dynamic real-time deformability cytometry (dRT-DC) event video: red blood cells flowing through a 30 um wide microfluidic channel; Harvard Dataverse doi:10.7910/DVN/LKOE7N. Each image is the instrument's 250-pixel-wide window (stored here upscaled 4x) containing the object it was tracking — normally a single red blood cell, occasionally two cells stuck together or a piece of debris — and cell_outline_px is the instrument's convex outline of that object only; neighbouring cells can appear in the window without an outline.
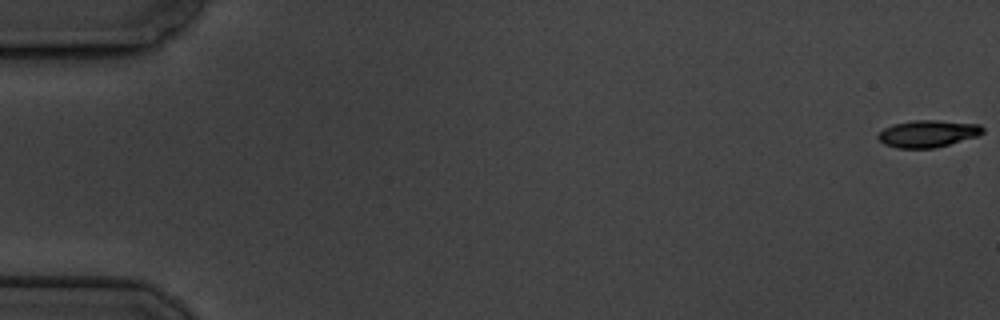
{"species": "common noctule bat (a hibernating species)", "species_latin": "Nyctalus noctula", "temperature_condition": "cold", "stored_images_in_passage": 6, "camera_frame_rate_fps": 3000, "um_per_image_px": 0.085, "animal": {"sex": "male", "body_mass_g": 19.5, "forearm_length_mm": 54.6}, "frame": {"image": 1, "passage_image": 1, "time_ms": 0.0, "image_size_px": [1000, 320], "cell_outline_px": [[984, 132], [976, 136], [936, 148], [896, 148], [884, 144], [876, 136], [884, 128], [892, 124], [912, 120], [936, 120], [980, 124], [984, 128]], "centroid_in_image_um": [78.85, 11.35], "position_along_channel_um": 6.2, "area_um2": 16.53}}
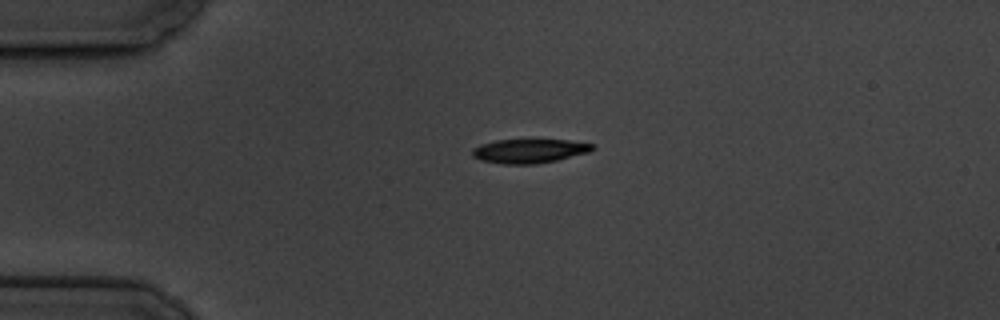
{"frame": {"image": 2, "passage_image": 5, "time_ms": 4.667, "image_size_px": [1000, 320], "cell_outline_px": [[596, 148], [588, 152], [556, 160], [536, 164], [504, 164], [480, 160], [472, 156], [472, 148], [480, 144], [496, 140], [568, 140], [596, 144]], "centroid_in_image_um": [44.99, 12.83], "position_along_channel_um": 40.0, "area_um2": 16.88}}